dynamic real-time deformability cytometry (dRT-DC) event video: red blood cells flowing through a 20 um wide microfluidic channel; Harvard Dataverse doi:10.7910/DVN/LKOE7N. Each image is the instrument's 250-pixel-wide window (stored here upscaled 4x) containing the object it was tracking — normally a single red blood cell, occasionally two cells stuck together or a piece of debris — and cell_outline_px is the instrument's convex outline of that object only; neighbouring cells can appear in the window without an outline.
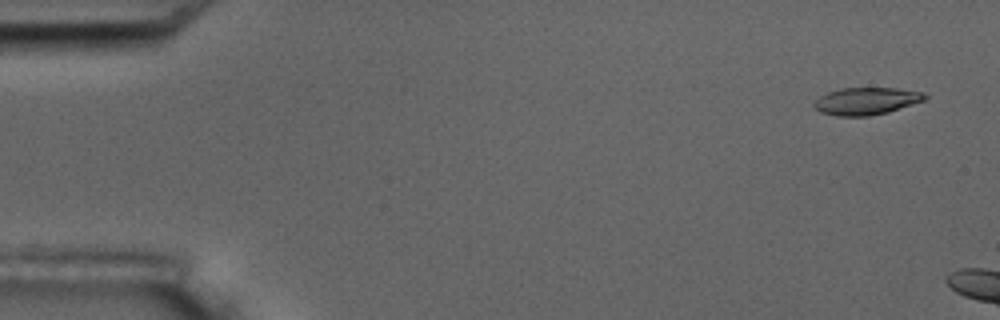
{"species": "common noctule bat (a hibernating species)", "species_latin": "Nyctalus noctula", "temperature_condition": "room temperature", "stored_images_in_passage": 5, "camera_frame_rate_fps": 3000, "um_per_image_px": 0.085, "animal": {"sex": "male", "body_mass_g": 17.5, "forearm_length_mm": 52.3}, "frame": {"image": 1, "passage_image": 1, "time_ms": 0.0, "image_size_px": [1000, 320], "cell_outline_px": [[928, 96], [924, 100], [888, 112], [868, 116], [836, 116], [820, 112], [812, 104], [820, 96], [828, 92], [840, 88], [896, 88], [924, 92]], "centroid_in_image_um": [73.62, 8.59], "position_along_channel_um": 11.4, "area_um2": 17.57}}